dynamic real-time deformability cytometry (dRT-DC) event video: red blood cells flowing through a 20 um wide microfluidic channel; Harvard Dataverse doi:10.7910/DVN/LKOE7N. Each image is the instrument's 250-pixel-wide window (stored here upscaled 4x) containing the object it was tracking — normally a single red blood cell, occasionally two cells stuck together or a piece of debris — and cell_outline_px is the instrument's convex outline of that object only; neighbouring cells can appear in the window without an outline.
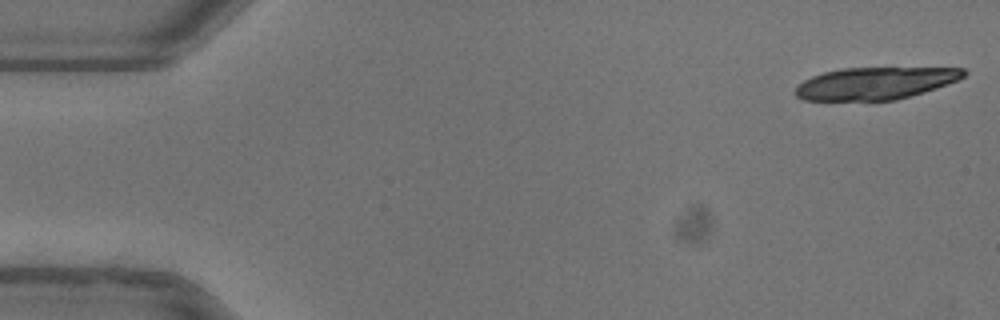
{"species": "common noctule bat (a hibernating species)", "species_latin": "Nyctalus noctula", "temperature_condition": "warm", "stored_images_in_passage": 9, "camera_frame_rate_fps": 3000, "um_per_image_px": 0.085, "animal": {"sex": "female"}, "frame": {"image": 1, "passage_image": 1, "time_ms": 0.0, "image_size_px": [1000, 320], "cell_outline_px": [[968, 72], [964, 76], [956, 80], [936, 88], [924, 92], [896, 100], [804, 100], [796, 96], [792, 92], [796, 84], [812, 76], [824, 72], [840, 68], [964, 68]], "centroid_in_image_um": [74.34, 7.08], "position_along_channel_um": 10.7, "area_um2": 31.62}}